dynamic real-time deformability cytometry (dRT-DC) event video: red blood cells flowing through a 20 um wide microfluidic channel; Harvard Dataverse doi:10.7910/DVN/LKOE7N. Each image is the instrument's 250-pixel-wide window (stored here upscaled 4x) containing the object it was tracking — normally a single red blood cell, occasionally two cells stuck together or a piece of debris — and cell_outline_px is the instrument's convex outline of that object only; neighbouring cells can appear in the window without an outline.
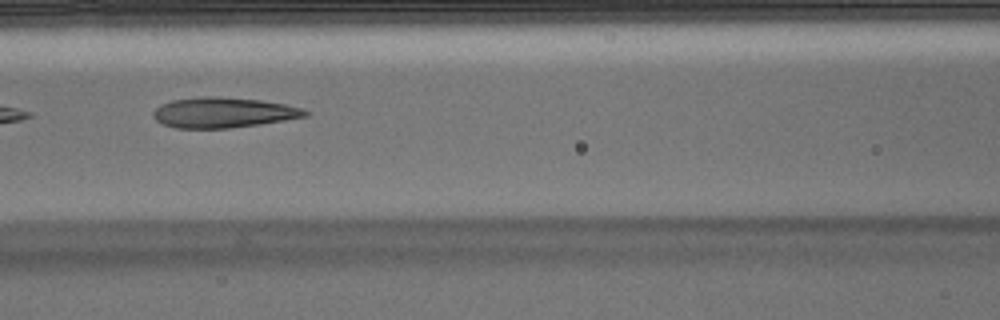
{"species": "Egyptian fruit bat (a non-hibernating species)", "species_latin": "Rousettus aegyptiacus", "temperature_condition": "warm", "stored_images_in_passage": 7, "camera_frame_rate_fps": 3000, "um_per_image_px": 0.085, "animal": {"sex": "male"}, "frame": {"image": 1, "passage_image": 7, "time_ms": 2.0, "image_size_px": [1000, 320], "cell_outline_px": [[308, 116], [260, 124], [228, 128], [176, 128], [164, 124], [156, 120], [152, 116], [152, 112], [156, 108], [172, 100], [204, 96], [208, 96], [260, 100], [284, 104], [300, 108], [308, 112]], "centroid_in_image_um": [18.96, 9.57], "position_along_channel_um": 147.6, "area_um2": 26.47}}